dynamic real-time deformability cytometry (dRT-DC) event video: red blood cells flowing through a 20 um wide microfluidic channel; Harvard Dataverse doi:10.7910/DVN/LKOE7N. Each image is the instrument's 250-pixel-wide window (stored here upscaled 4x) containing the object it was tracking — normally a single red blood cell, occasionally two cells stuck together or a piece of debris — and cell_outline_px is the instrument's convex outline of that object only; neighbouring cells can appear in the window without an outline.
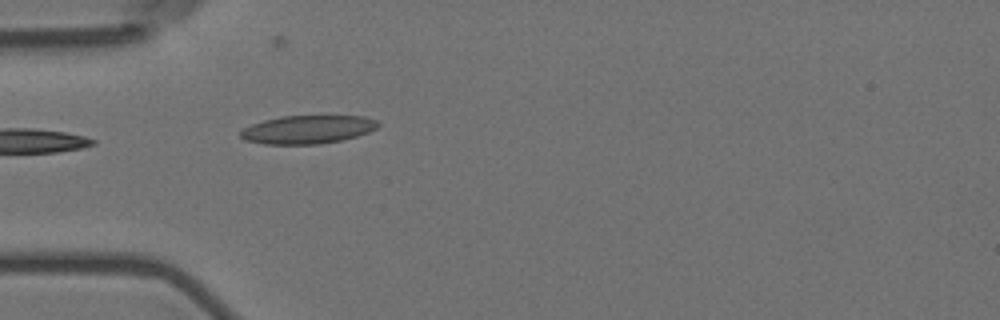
{"species": "Egyptian fruit bat (a non-hibernating species)", "species_latin": "Rousettus aegyptiacus", "temperature_condition": "room temperature", "stored_images_in_passage": 4, "camera_frame_rate_fps": 3000, "um_per_image_px": 0.085, "animal": {"sex": "female"}, "frame": {"image": 1, "passage_image": 4, "time_ms": 1.0, "image_size_px": [1000, 320], "cell_outline_px": [[380, 124], [376, 128], [368, 132], [356, 136], [340, 140], [320, 144], [264, 144], [244, 140], [240, 136], [240, 132], [244, 128], [252, 124], [264, 120], [280, 116], [364, 116], [376, 120]], "centroid_in_image_um": [26.13, 11.0], "position_along_channel_um": 58.9, "area_um2": 22.6}}